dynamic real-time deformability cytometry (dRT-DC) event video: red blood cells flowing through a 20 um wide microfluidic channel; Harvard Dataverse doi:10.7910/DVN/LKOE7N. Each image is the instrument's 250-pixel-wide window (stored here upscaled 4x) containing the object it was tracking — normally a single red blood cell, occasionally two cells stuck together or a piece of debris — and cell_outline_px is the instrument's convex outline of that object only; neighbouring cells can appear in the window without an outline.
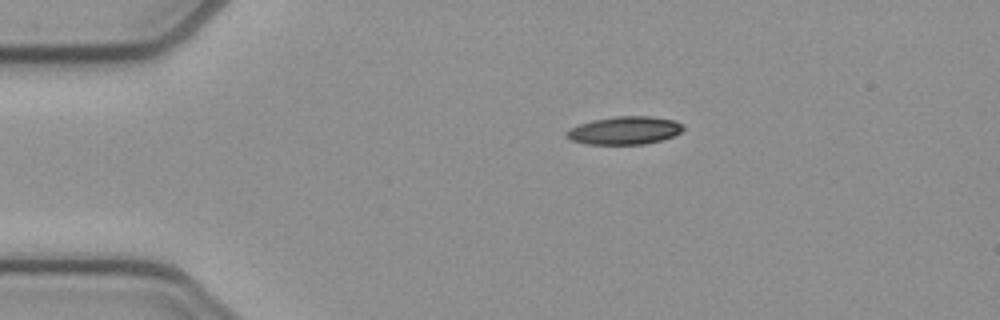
{"species": "common noctule bat (a hibernating species)", "species_latin": "Nyctalus noctula", "temperature_condition": "cold", "stored_images_in_passage": 43, "camera_frame_rate_fps": 3000, "um_per_image_px": 0.085, "animal": {"sex": "female", "body_mass_g": 21.9}, "frame": {"image": 1, "passage_image": 1, "time_ms": 0.0, "image_size_px": [1000, 320], "cell_outline_px": [[684, 128], [680, 132], [672, 136], [660, 140], [644, 144], [588, 144], [572, 140], [564, 132], [580, 124], [592, 120], [616, 116], [652, 116], [676, 120], [684, 124]], "centroid_in_image_um": [53.13, 11.07], "position_along_channel_um": 31.9, "area_um2": 18.9}}
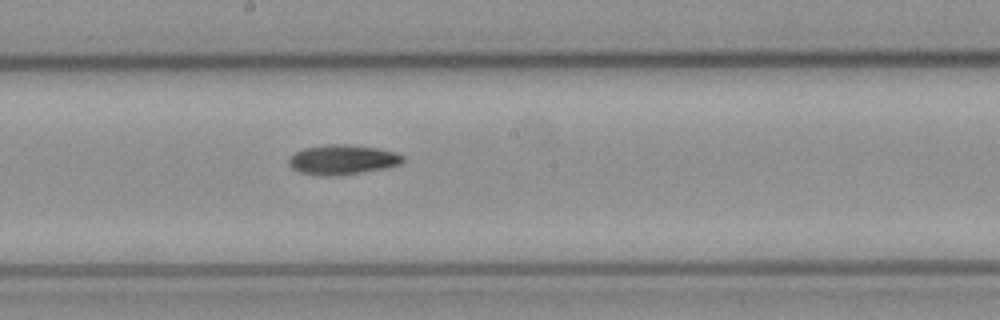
{"frame": {"image": 2, "passage_image": 19, "time_ms": 6.0, "image_size_px": [1000, 320], "cell_outline_px": [[404, 160], [400, 164], [388, 168], [336, 176], [320, 176], [300, 172], [292, 168], [288, 164], [288, 156], [304, 148], [328, 144], [348, 144], [376, 148], [396, 152], [404, 156]], "centroid_in_image_um": [29.1, 13.58], "position_along_channel_um": 219.1, "area_um2": 20.0}}
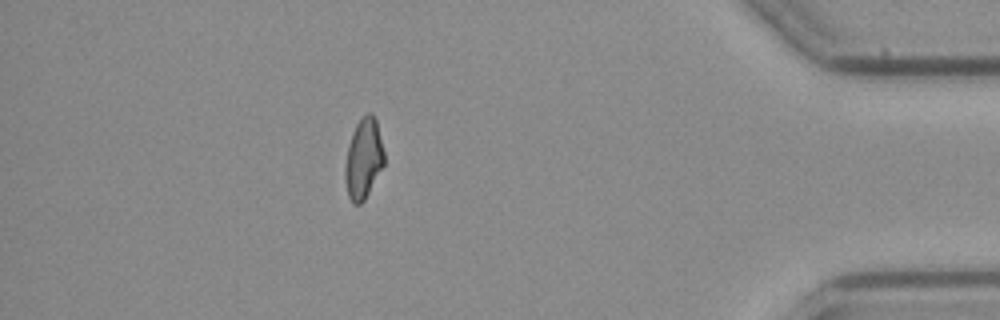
{"frame": {"image": 3, "passage_image": 37, "time_ms": 12.0, "image_size_px": [1000, 320], "cell_outline_px": [[384, 164], [364, 200], [360, 204], [352, 204], [348, 196], [344, 176], [344, 164], [348, 144], [352, 132], [356, 124], [368, 112], [372, 112], [376, 120], [384, 152]], "centroid_in_image_um": [30.87, 13.49], "position_along_channel_um": 404.3, "area_um2": 18.26}}